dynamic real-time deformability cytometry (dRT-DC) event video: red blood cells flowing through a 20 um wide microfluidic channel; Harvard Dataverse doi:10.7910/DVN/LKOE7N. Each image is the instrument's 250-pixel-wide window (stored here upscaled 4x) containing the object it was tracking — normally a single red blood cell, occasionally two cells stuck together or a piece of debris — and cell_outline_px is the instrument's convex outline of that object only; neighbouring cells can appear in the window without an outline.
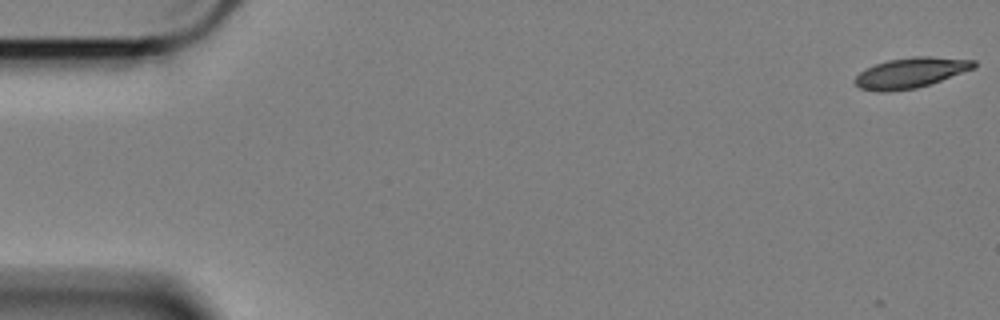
{"species": "Egyptian fruit bat (a non-hibernating species)", "species_latin": "Rousettus aegyptiacus", "temperature_condition": "cold", "stored_images_in_passage": 4, "camera_frame_rate_fps": 3000, "um_per_image_px": 0.085, "animal": {"sex": "female"}, "frame": {"image": 1, "passage_image": 1, "time_ms": 0.0, "image_size_px": [1000, 320], "cell_outline_px": [[976, 68], [916, 88], [888, 92], [880, 92], [860, 88], [852, 80], [860, 72], [876, 64], [888, 60], [912, 56], [928, 56], [976, 60]], "centroid_in_image_um": [77.41, 6.18], "position_along_channel_um": 7.6, "area_um2": 20.92}}